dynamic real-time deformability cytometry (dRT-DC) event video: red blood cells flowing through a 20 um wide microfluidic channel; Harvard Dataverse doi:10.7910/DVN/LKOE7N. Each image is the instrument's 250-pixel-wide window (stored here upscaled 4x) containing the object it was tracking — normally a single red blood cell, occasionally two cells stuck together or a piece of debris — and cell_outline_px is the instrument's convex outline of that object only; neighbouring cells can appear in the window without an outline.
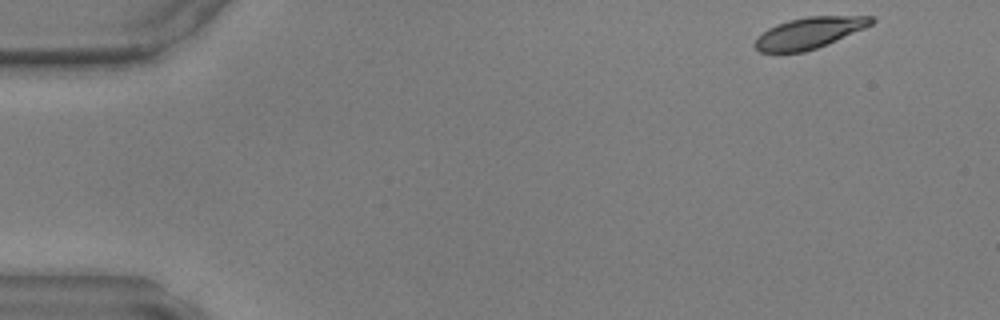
{"species": "common noctule bat (a hibernating species)", "species_latin": "Nyctalus noctula", "temperature_condition": "warm", "stored_images_in_passage": 8, "camera_frame_rate_fps": 3000, "um_per_image_px": 0.085, "animal": {"sex": "male", "body_mass_g": 17.9, "forearm_length_mm": 54.2}, "frame": {"image": 1, "passage_image": 1, "time_ms": 0.0, "image_size_px": [1000, 320], "cell_outline_px": [[876, 20], [872, 24], [864, 28], [828, 44], [804, 52], [760, 52], [752, 44], [756, 36], [768, 28], [776, 24], [788, 20], [808, 16], [872, 16]], "centroid_in_image_um": [68.74, 2.79], "position_along_channel_um": 16.3, "area_um2": 21.27}}